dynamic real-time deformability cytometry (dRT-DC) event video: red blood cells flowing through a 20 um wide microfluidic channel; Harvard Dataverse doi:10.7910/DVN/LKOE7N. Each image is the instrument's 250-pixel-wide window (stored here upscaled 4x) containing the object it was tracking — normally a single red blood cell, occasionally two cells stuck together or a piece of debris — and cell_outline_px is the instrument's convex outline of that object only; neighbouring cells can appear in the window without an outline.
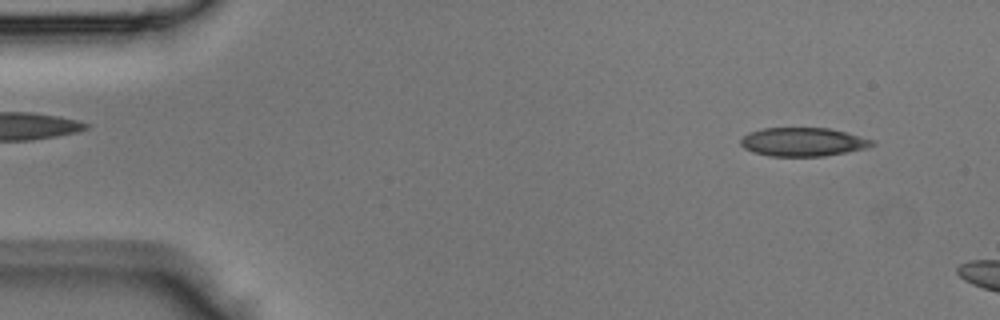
{"species": "Egyptian fruit bat (a non-hibernating species)", "species_latin": "Rousettus aegyptiacus", "temperature_condition": "room temperature", "stored_images_in_passage": 7, "camera_frame_rate_fps": 3000, "um_per_image_px": 0.085, "animal": {"sex": "male"}, "frame": {"image": 1, "passage_image": 3, "time_ms": 0.667, "image_size_px": [1000, 320], "cell_outline_px": [[876, 144], [868, 148], [824, 156], [768, 156], [752, 152], [744, 148], [740, 144], [740, 140], [748, 132], [764, 128], [828, 128], [848, 132], [876, 140]], "centroid_in_image_um": [68.29, 12.06], "position_along_channel_um": 16.7, "area_um2": 22.2}}